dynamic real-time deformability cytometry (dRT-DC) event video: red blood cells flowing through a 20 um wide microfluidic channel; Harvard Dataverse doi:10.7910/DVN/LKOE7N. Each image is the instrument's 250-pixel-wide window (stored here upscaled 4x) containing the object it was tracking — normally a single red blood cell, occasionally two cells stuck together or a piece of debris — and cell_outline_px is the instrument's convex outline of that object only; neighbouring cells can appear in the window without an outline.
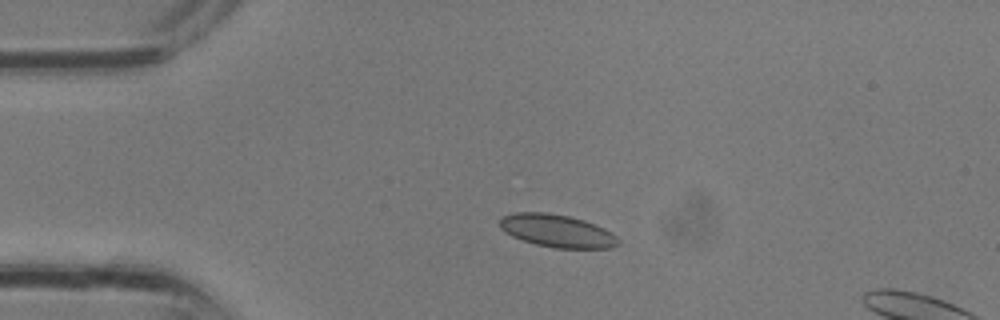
{"species": "common noctule bat (a hibernating species)", "species_latin": "Nyctalus noctula", "temperature_condition": "room temperature", "stored_images_in_passage": 2, "camera_frame_rate_fps": 3000, "um_per_image_px": 0.085, "animal": {"sex": "male", "body_mass_g": 13.3}, "frame": {"image": 1, "passage_image": 1, "time_ms": 0.0, "image_size_px": [1000, 320], "cell_outline_px": [[620, 244], [612, 248], [556, 248], [536, 244], [512, 236], [504, 232], [500, 228], [500, 216], [516, 212], [548, 212], [568, 216], [584, 220], [604, 228], [612, 232], [620, 240]], "centroid_in_image_um": [47.36, 19.62], "position_along_channel_um": 37.6, "area_um2": 22.72}}